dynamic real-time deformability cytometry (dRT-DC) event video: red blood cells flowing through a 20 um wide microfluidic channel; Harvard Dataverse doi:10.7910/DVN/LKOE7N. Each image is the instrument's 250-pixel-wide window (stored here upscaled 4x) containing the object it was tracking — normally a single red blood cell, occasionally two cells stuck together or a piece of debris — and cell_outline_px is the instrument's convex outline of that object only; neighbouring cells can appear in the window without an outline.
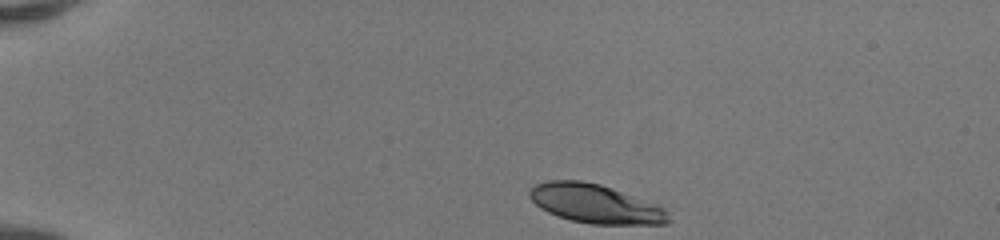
{"species": "human", "species_latin": "Homo sapiens", "temperature_condition": "room temperature", "stored_images_in_passage": 40, "camera_frame_rate_fps": 3000, "um_per_image_px": 0.085, "donor": {"sex": "female"}, "frame": {"image": 1, "passage_image": 1, "time_ms": 0.0, "image_size_px": [1000, 240], "cell_outline_px": [[672, 220], [668, 224], [592, 224], [572, 220], [556, 216], [540, 208], [528, 196], [528, 192], [536, 184], [548, 180], [580, 180], [600, 184], [660, 204], [664, 208]], "centroid_in_image_um": [50.64, 17.32], "position_along_channel_um": 34.4, "area_um2": 31.73}}
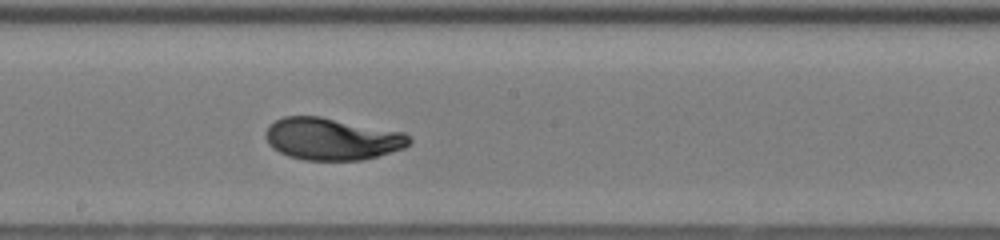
{"frame": {"image": 2, "passage_image": 20, "time_ms": 6.333, "image_size_px": [1000, 240], "cell_outline_px": [[412, 140], [404, 148], [376, 156], [360, 160], [304, 160], [288, 156], [272, 148], [268, 144], [264, 136], [264, 132], [276, 120], [284, 116], [320, 116], [404, 132], [412, 136]], "centroid_in_image_um": [28.21, 11.8], "position_along_channel_um": 220.0, "area_um2": 35.26}}
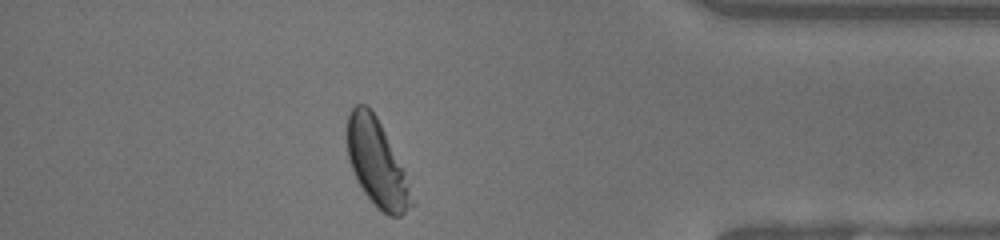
{"frame": {"image": 3, "passage_image": 35, "time_ms": 11.333, "image_size_px": [1000, 240], "cell_outline_px": [[416, 204], [400, 216], [388, 216], [376, 208], [364, 192], [356, 180], [348, 160], [348, 116], [352, 108], [356, 104], [368, 104], [376, 116], [404, 168], [416, 200]], "centroid_in_image_um": [32.08, 13.92], "position_along_channel_um": 403.1, "area_um2": 32.95}, "authors_computed_cell_mechanics": {"area_um2": 34.2176, "velocity_mm_per_s": 4.1598, "shape_relaxation_time_tau1_ms": 2.6839, "shape_relaxation_time_tau2_ms": null, "deformation_change_tau1": 0.1555, "deformation_change_tau2": null}}